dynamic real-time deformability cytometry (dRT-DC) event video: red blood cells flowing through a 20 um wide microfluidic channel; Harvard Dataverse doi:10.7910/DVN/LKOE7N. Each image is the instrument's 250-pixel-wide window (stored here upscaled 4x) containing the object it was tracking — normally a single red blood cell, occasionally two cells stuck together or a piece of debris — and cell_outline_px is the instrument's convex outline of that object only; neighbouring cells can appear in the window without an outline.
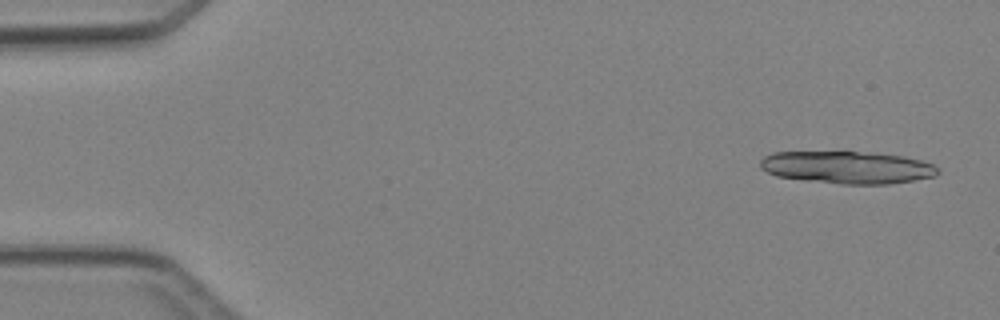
{"species": "Egyptian fruit bat (a non-hibernating species)", "species_latin": "Rousettus aegyptiacus", "temperature_condition": "cold", "stored_images_in_passage": 5, "camera_frame_rate_fps": 3000, "um_per_image_px": 0.085, "animal": {"sex": "female"}, "frame": {"image": 1, "passage_image": 1, "time_ms": 0.0, "image_size_px": [1000, 320], "cell_outline_px": [[940, 172], [936, 176], [888, 184], [840, 184], [804, 180], [776, 176], [760, 168], [760, 160], [764, 156], [772, 152], [872, 152], [904, 156], [920, 160], [932, 164], [940, 168]], "centroid_in_image_um": [72.02, 14.22], "position_along_channel_um": 13.0, "area_um2": 33.7}}
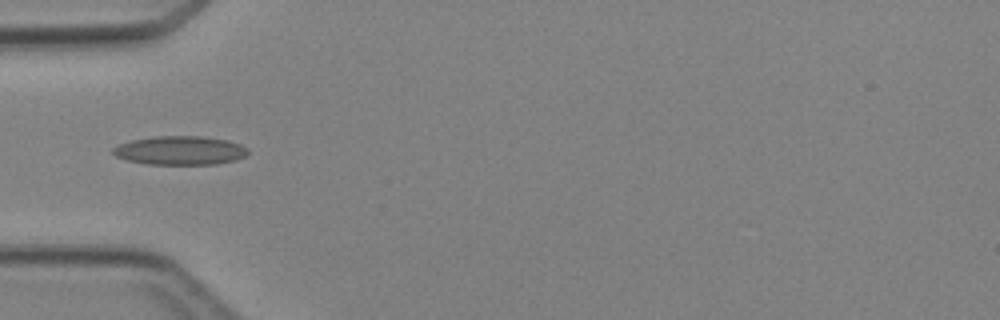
{"frame": {"image": 2, "passage_image": 4, "time_ms": 4.333, "image_size_px": [1000, 320], "cell_outline_px": [[248, 152], [244, 156], [236, 160], [216, 164], [148, 164], [128, 160], [116, 156], [112, 152], [112, 148], [120, 144], [132, 140], [156, 136], [200, 136], [228, 140], [240, 144], [248, 148]], "centroid_in_image_um": [15.32, 12.78], "position_along_channel_um": 69.7, "area_um2": 22.54}}
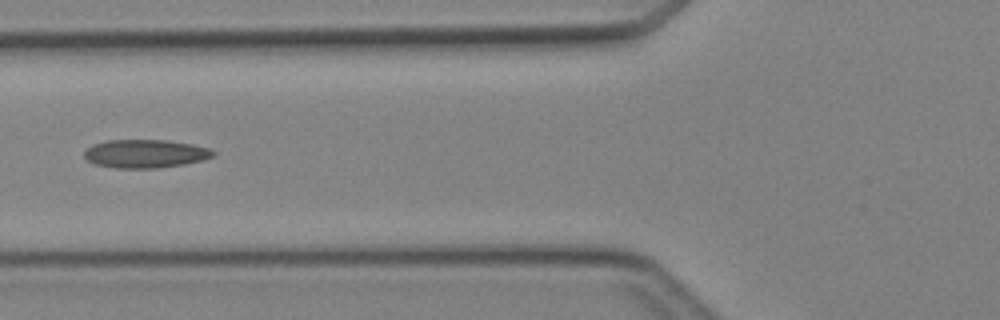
{"frame": {"image": 3, "passage_image": 5, "time_ms": 5.333, "image_size_px": [1000, 320], "cell_outline_px": [[216, 156], [204, 160], [184, 164], [160, 168], [116, 168], [96, 164], [88, 160], [84, 156], [84, 152], [92, 144], [108, 140], [164, 140], [192, 144], [208, 148], [216, 152]], "centroid_in_image_um": [12.39, 13.06], "position_along_channel_um": 113.4, "area_um2": 21.33}}